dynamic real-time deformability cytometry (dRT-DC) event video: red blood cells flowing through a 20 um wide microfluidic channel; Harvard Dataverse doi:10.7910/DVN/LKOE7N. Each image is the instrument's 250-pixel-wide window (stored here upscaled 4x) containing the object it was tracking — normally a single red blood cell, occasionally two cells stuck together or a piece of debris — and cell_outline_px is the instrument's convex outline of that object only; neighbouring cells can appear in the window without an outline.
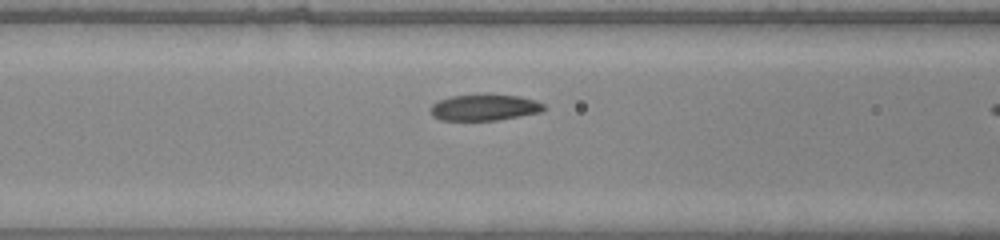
{"species": "common noctule bat (a hibernating species)", "species_latin": "Nyctalus noctula", "temperature_condition": "warm", "stored_images_in_passage": 10, "camera_frame_rate_fps": 3000, "um_per_image_px": 0.085, "animal": {"sex": "male", "body_mass_g": 20.0, "forearm_length_mm": 53.3}, "frame": {"image": 1, "passage_image": 9, "time_ms": 2.667, "image_size_px": [1000, 240], "cell_outline_px": [[544, 108], [540, 112], [520, 116], [496, 120], [440, 120], [432, 116], [428, 108], [436, 100], [452, 96], [484, 92], [520, 96], [536, 100], [544, 104]], "centroid_in_image_um": [41.12, 9.1], "position_along_channel_um": 125.5, "area_um2": 17.98}}